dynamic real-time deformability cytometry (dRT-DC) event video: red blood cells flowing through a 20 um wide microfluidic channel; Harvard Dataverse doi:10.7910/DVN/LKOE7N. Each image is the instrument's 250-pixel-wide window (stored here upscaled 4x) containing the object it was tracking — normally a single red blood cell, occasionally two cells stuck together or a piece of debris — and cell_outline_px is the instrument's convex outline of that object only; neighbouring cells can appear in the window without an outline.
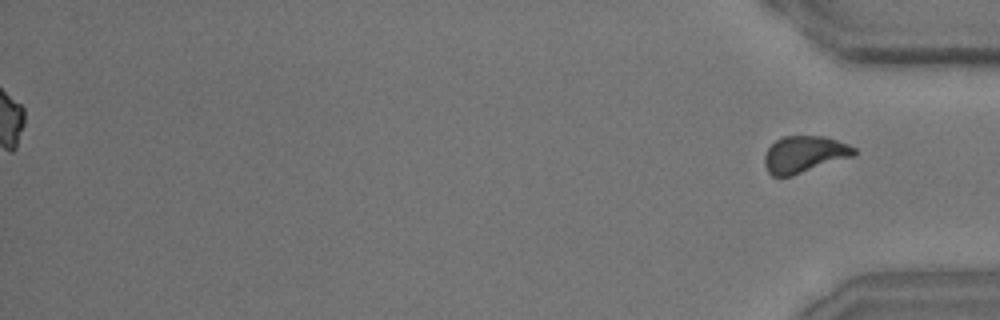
{"species": "common noctule bat (a hibernating species)", "species_latin": "Nyctalus noctula", "temperature_condition": "room temperature", "stored_images_in_passage": 49, "segment_of_instrument_passage": [2, 2], "camera_frame_rate_fps": 3000, "um_per_image_px": 0.085, "animal": {"sex": "male", "body_mass_g": 15.6}, "frame": {"image": 1, "passage_image": 49, "time_ms": 16.0, "image_size_px": [1000, 320], "cell_outline_px": [[856, 156], [792, 176], [772, 176], [768, 172], [764, 164], [764, 156], [768, 148], [776, 140], [784, 136], [824, 136], [848, 144], [856, 148]], "centroid_in_image_um": [68.39, 13.12], "position_along_channel_um": 366.8, "area_um2": 19.36}}